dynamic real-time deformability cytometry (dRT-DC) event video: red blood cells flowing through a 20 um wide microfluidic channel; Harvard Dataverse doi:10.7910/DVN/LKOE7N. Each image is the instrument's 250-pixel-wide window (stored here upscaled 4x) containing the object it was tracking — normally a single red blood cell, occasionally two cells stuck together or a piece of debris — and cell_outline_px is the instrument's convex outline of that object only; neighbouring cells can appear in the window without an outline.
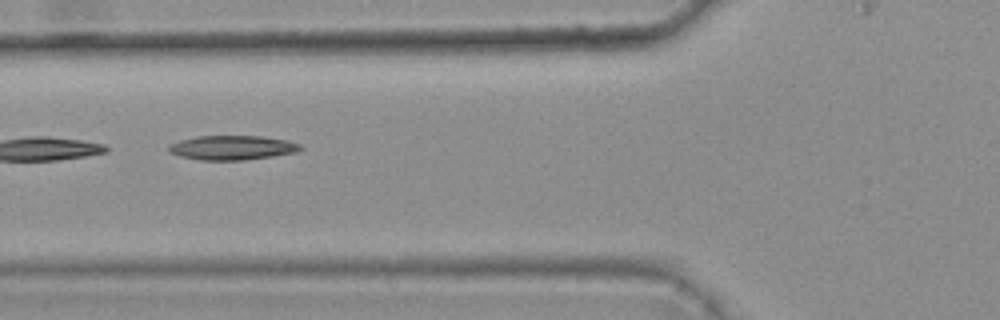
{"species": "common noctule bat (a hibernating species)", "species_latin": "Nyctalus noctula", "temperature_condition": "warm", "stored_images_in_passage": 6, "camera_frame_rate_fps": 3000, "um_per_image_px": 0.085, "animal": {"sex": "female", "body_mass_g": 25.1}, "frame": {"image": 1, "passage_image": 5, "time_ms": 1.333, "image_size_px": [1000, 320], "cell_outline_px": [[304, 148], [296, 152], [272, 156], [244, 160], [200, 160], [180, 156], [168, 152], [168, 144], [180, 140], [196, 136], [260, 136], [288, 140], [300, 144]], "centroid_in_image_um": [19.72, 12.55], "position_along_channel_um": 106.1, "area_um2": 18.79}}
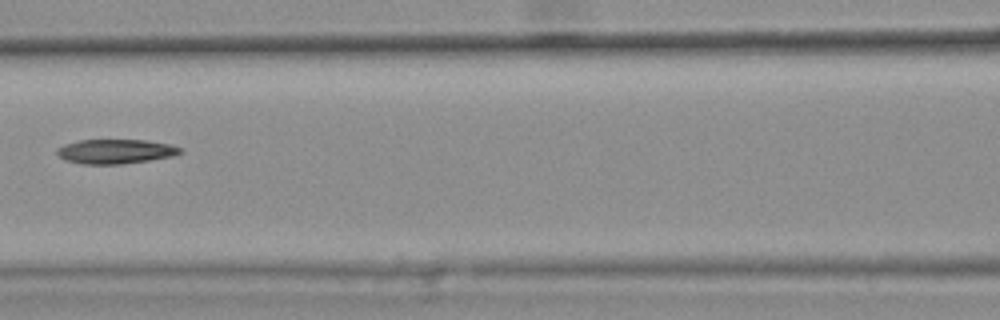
{"frame": {"image": 2, "passage_image": 6, "time_ms": 1.667, "image_size_px": [1000, 320], "cell_outline_px": [[184, 152], [172, 156], [148, 160], [120, 164], [80, 164], [68, 160], [60, 156], [56, 152], [56, 148], [64, 144], [80, 140], [144, 140], [168, 144], [184, 148]], "centroid_in_image_um": [9.83, 12.87], "position_along_channel_um": 156.8, "area_um2": 17.46}}